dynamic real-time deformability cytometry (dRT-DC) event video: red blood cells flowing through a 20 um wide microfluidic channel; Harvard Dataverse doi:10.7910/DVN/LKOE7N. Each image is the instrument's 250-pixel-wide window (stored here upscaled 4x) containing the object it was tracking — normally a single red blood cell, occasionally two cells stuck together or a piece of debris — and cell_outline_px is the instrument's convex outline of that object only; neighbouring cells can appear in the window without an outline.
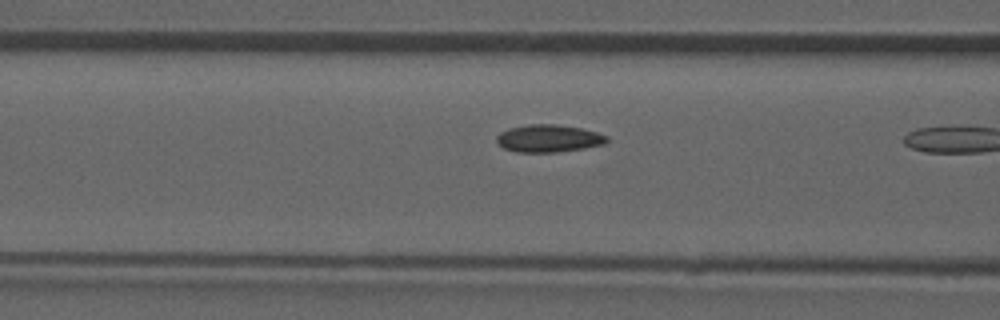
{"species": "common noctule bat (a hibernating species)", "species_latin": "Nyctalus noctula", "temperature_condition": "room temperature", "stored_images_in_passage": 9, "camera_frame_rate_fps": 3000, "um_per_image_px": 0.085, "animal": {"sex": "male", "forearm_length_mm": 52.5}, "frame": {"image": 1, "passage_image": 8, "time_ms": 2.333, "image_size_px": [1000, 320], "cell_outline_px": [[608, 140], [604, 144], [584, 148], [556, 152], [516, 152], [504, 148], [496, 140], [496, 136], [500, 132], [508, 128], [528, 124], [556, 124], [580, 128], [596, 132], [608, 136]], "centroid_in_image_um": [46.62, 11.76], "position_along_channel_um": 120.0, "area_um2": 17.63}}